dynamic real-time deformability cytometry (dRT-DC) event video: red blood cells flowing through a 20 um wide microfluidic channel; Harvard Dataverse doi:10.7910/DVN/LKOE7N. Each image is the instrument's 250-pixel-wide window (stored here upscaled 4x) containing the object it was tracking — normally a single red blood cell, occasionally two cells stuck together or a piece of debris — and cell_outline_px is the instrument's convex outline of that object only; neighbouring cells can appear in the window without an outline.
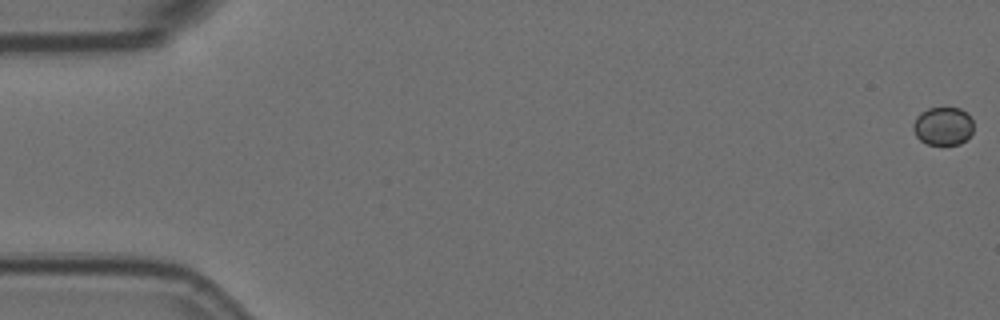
{"species": "Egyptian fruit bat (a non-hibernating species)", "species_latin": "Rousettus aegyptiacus", "temperature_condition": "room temperature", "stored_images_in_passage": 58, "camera_frame_rate_fps": 3000, "um_per_image_px": 0.085, "animal": {"sex": "female"}, "frame": {"image": 1, "passage_image": 1, "time_ms": 0.0, "image_size_px": [1000, 320], "cell_outline_px": [[972, 132], [960, 144], [928, 144], [920, 140], [916, 136], [912, 128], [912, 124], [916, 116], [920, 112], [928, 108], [960, 108], [968, 112], [972, 120]], "centroid_in_image_um": [80.13, 10.7], "position_along_channel_um": 4.9, "area_um2": 13.47}}
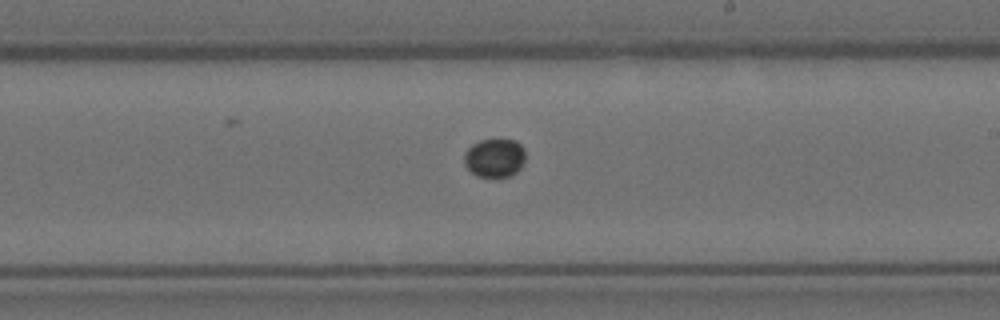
{"frame": {"image": 2, "passage_image": 34, "time_ms": 11.0, "image_size_px": [1000, 320], "cell_outline_px": [[524, 160], [520, 168], [512, 176], [476, 176], [464, 164], [464, 152], [472, 144], [480, 140], [516, 140], [524, 148]], "centroid_in_image_um": [42.03, 13.41], "position_along_channel_um": 247.0, "area_um2": 13.7}}
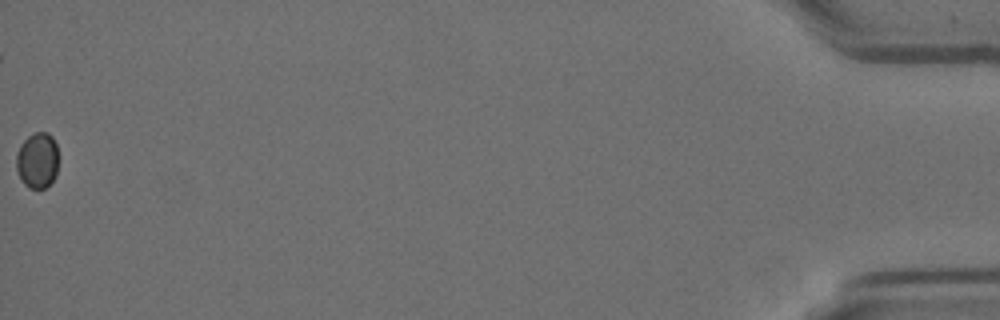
{"frame": {"image": 3, "passage_image": 58, "time_ms": 19.0, "image_size_px": [1000, 320], "cell_outline_px": [[56, 176], [44, 188], [28, 188], [20, 180], [16, 168], [16, 152], [20, 144], [28, 136], [36, 132], [48, 132], [52, 136], [56, 144]], "centroid_in_image_um": [3.13, 13.62], "position_along_channel_um": 432.1, "area_um2": 13.7}}